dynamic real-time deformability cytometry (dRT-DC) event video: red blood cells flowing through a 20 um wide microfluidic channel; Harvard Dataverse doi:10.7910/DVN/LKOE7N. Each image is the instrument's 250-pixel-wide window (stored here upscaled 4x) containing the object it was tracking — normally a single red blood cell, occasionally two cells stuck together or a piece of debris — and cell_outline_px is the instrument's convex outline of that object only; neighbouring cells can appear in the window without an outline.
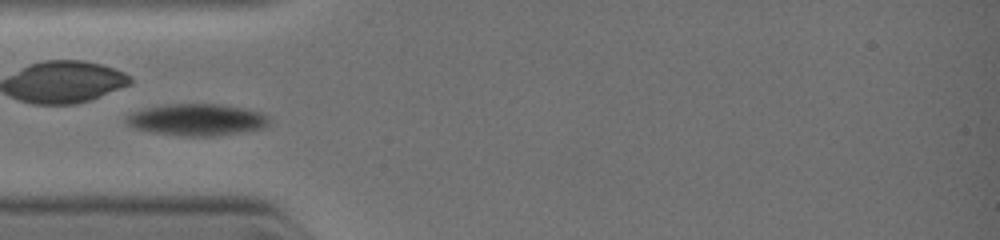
{"species": "common noctule bat (a hibernating species)", "species_latin": "Nyctalus noctula", "temperature_condition": "warm", "stored_images_in_passage": 6, "camera_frame_rate_fps": 3000, "um_per_image_px": 0.085, "animal": {"sex": "female", "body_mass_g": 19.0, "forearm_length_mm": 51.5}, "frame": {"image": 1, "passage_image": 4, "time_ms": 2.0, "image_size_px": [1000, 240], "cell_outline_px": [[268, 124], [260, 128], [240, 132], [212, 136], [184, 136], [152, 132], [136, 128], [128, 124], [128, 116], [132, 112], [148, 108], [172, 104], [220, 104], [260, 112], [268, 116]], "centroid_in_image_um": [16.75, 10.18], "position_along_channel_um": 68.3, "area_um2": 25.72}}